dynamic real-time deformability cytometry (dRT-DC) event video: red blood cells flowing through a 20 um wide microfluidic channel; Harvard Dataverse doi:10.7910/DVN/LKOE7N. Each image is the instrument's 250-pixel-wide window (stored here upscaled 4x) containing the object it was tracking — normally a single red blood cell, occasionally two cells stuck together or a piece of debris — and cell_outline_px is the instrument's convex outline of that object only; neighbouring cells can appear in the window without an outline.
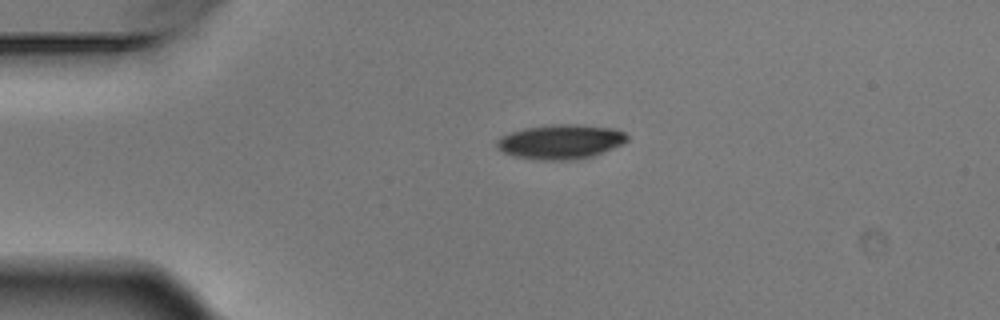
{"species": "Egyptian fruit bat (a non-hibernating species)", "species_latin": "Rousettus aegyptiacus", "temperature_condition": "warm", "stored_images_in_passage": 5, "segment_of_instrument_passage": [1, 2], "camera_frame_rate_fps": 3000, "um_per_image_px": 0.085, "animal": {"sex": "male"}, "frame": {"image": 1, "passage_image": 3, "time_ms": 0.667, "image_size_px": [1000, 320], "cell_outline_px": [[628, 140], [624, 144], [604, 152], [592, 156], [568, 160], [540, 160], [512, 156], [496, 148], [496, 140], [500, 136], [524, 128], [552, 124], [580, 124], [616, 128], [624, 132], [628, 136]], "centroid_in_image_um": [47.67, 12.04], "position_along_channel_um": 37.3, "area_um2": 26.53}}